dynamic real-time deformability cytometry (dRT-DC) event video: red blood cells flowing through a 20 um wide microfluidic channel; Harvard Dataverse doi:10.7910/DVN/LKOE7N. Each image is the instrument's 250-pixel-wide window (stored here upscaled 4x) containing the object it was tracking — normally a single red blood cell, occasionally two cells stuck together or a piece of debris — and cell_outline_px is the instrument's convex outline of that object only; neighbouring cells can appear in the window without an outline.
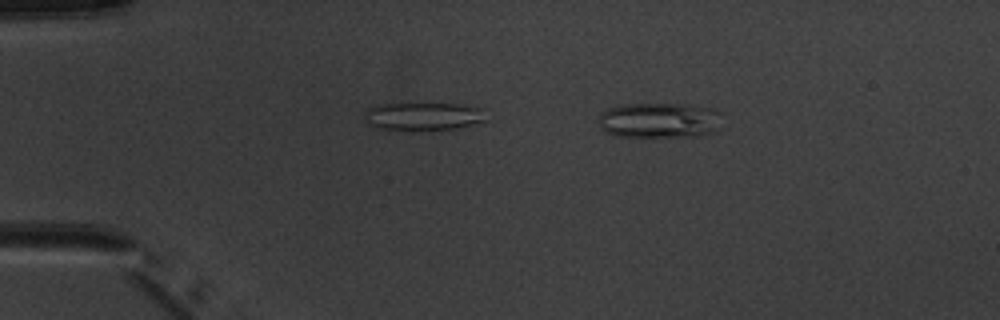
{"species": "common noctule bat (a hibernating species)", "species_latin": "Nyctalus noctula", "temperature_condition": "warm", "stored_images_in_passage": 5, "camera_frame_rate_fps": 3000, "um_per_image_px": 0.085, "animal": {"sex": "male", "body_mass_g": 20.1, "forearm_length_mm": 53.5}, "frame": {"image": 1, "passage_image": 2, "time_ms": 2.0, "image_size_px": [1000, 320], "cell_outline_px": [[720, 128], [716, 132], [692, 136], [616, 136], [600, 128], [600, 112], [608, 108], [624, 104], [688, 104], [708, 108], [720, 112]], "centroid_in_image_um": [56.06, 10.22], "position_along_channel_um": 28.9, "area_um2": 25.37}}
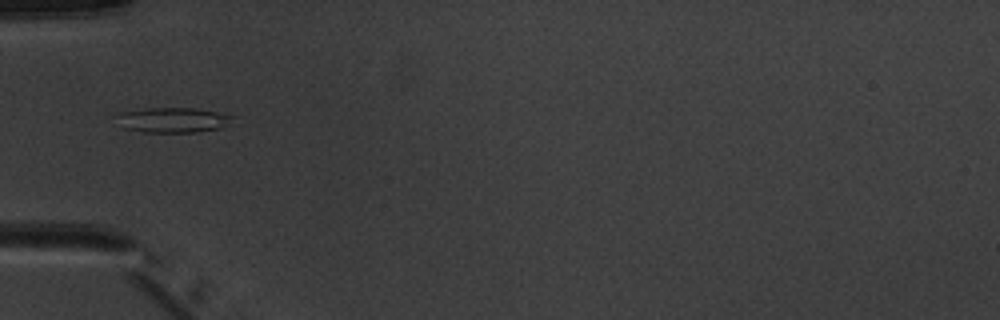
{"frame": {"image": 2, "passage_image": 4, "time_ms": 4.667, "image_size_px": [1000, 320], "cell_outline_px": [[240, 116], [224, 128], [196, 132], [144, 132], [124, 128], [116, 116], [120, 112], [148, 108], [196, 108], [220, 112]], "centroid_in_image_um": [14.84, 10.19], "position_along_channel_um": 70.2, "area_um2": 17.28}}
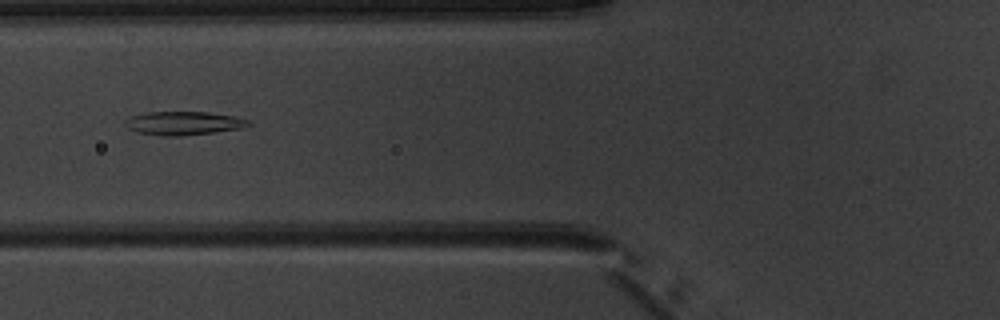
{"frame": {"image": 3, "passage_image": 5, "time_ms": 5.667, "image_size_px": [1000, 320], "cell_outline_px": [[252, 124], [244, 128], [212, 132], [176, 136], [160, 136], [140, 132], [128, 128], [124, 124], [124, 120], [132, 116], [148, 112], [208, 112], [236, 116], [248, 120]], "centroid_in_image_um": [15.63, 10.46], "position_along_channel_um": 110.2, "area_um2": 16.82}}